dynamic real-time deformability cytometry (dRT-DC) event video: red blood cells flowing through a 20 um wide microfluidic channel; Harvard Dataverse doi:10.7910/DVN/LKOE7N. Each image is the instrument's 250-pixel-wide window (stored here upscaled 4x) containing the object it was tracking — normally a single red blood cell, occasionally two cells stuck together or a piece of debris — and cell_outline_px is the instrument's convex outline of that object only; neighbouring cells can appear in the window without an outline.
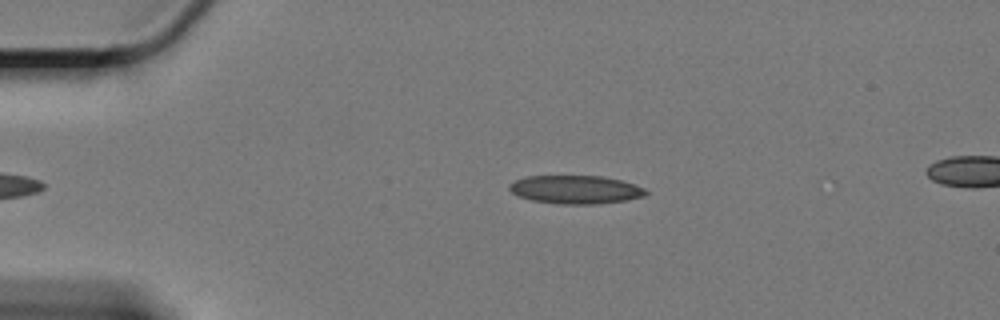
{"species": "Egyptian fruit bat (a non-hibernating species)", "species_latin": "Rousettus aegyptiacus", "temperature_condition": "cold", "stored_images_in_passage": 50, "camera_frame_rate_fps": 3000, "um_per_image_px": 0.085, "animal": {"sex": "female"}, "frame": {"image": 1, "passage_image": 3, "time_ms": 0.667, "image_size_px": [1000, 320], "cell_outline_px": [[648, 192], [644, 196], [628, 200], [596, 204], [560, 204], [532, 200], [516, 196], [508, 188], [508, 184], [524, 176], [604, 176], [620, 180], [644, 188]], "centroid_in_image_um": [48.89, 16.11], "position_along_channel_um": 36.1, "area_um2": 22.6}}
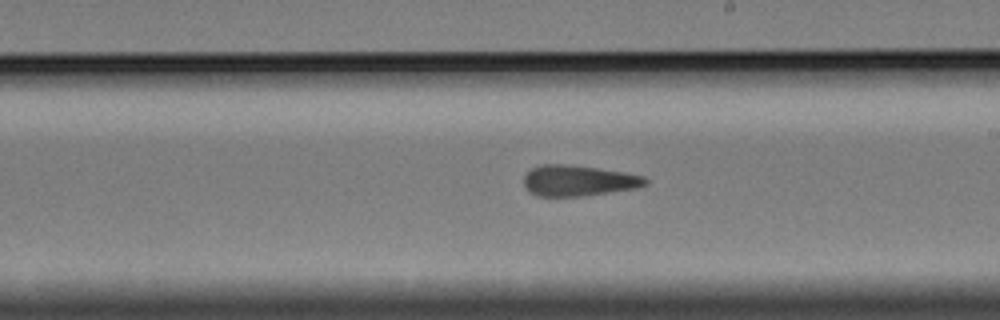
{"frame": {"image": 2, "passage_image": 25, "time_ms": 8.0, "image_size_px": [1000, 320], "cell_outline_px": [[648, 184], [636, 188], [580, 196], [536, 196], [528, 192], [524, 184], [524, 176], [532, 168], [544, 164], [564, 164], [596, 168], [624, 172], [644, 176], [648, 180]], "centroid_in_image_um": [49.15, 15.36], "position_along_channel_um": 239.9, "area_um2": 21.68}}
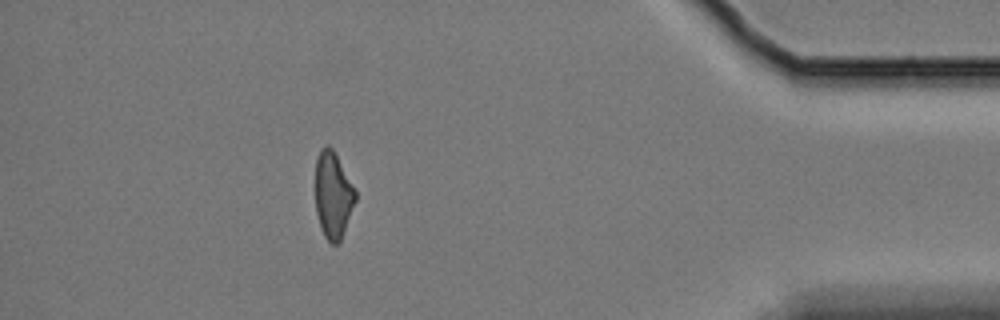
{"frame": {"image": 3, "passage_image": 44, "time_ms": 14.333, "image_size_px": [1000, 320], "cell_outline_px": [[356, 200], [340, 240], [336, 244], [332, 244], [324, 236], [316, 212], [316, 160], [320, 148], [328, 144], [332, 148], [356, 192]], "centroid_in_image_um": [28.29, 16.57], "position_along_channel_um": 406.9, "area_um2": 19.71}, "authors_computed_cell_mechanics": {"area_um2": 22.0796, "velocity_mm_per_s": 3.3253, "shape_relaxation_time_tau1_ms": null, "shape_relaxation_time_tau2_ms": 3.8328, "deformation_change_tau1": null, "deformation_change_tau2": 0.1272}}